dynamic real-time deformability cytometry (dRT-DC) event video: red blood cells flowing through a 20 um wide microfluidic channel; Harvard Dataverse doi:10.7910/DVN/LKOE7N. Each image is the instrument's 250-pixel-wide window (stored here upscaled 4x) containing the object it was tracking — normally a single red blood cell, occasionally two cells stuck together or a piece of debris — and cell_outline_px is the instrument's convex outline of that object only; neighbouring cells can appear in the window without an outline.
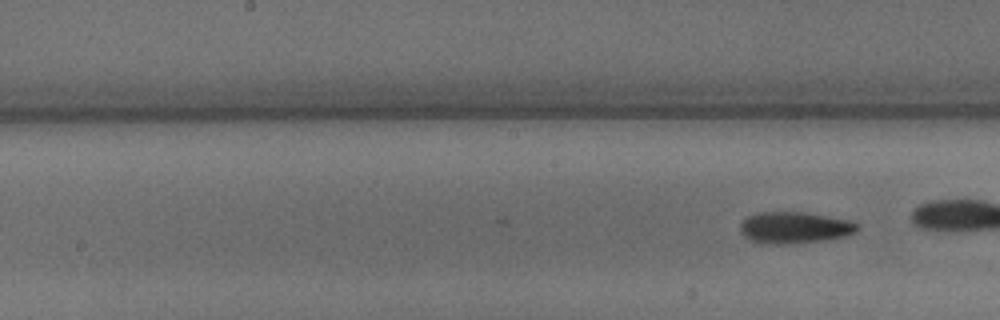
{"species": "common noctule bat (a hibernating species)", "species_latin": "Nyctalus noctula", "temperature_condition": "warm", "stored_images_in_passage": 9, "camera_frame_rate_fps": 3000, "um_per_image_px": 0.085, "animal": {"sex": "male", "body_mass_g": 15.6}, "frame": {"image": 1, "passage_image": 9, "time_ms": 2.667, "image_size_px": [1000, 320], "cell_outline_px": [[860, 228], [856, 232], [844, 236], [828, 240], [788, 244], [768, 244], [748, 240], [740, 232], [740, 224], [748, 216], [756, 212], [808, 212], [852, 220], [860, 224]], "centroid_in_image_um": [67.58, 19.34], "position_along_channel_um": 180.6, "area_um2": 22.02}}